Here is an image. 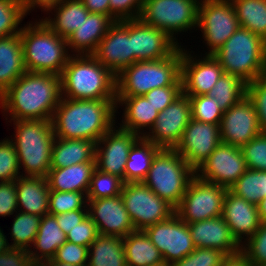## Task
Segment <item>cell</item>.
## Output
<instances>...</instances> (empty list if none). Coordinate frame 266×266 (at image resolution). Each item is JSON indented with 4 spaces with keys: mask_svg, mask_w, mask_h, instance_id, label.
<instances>
[{
    "mask_svg": "<svg viewBox=\"0 0 266 266\" xmlns=\"http://www.w3.org/2000/svg\"><path fill=\"white\" fill-rule=\"evenodd\" d=\"M61 98L60 75L26 71L0 96V108L6 120H52Z\"/></svg>",
    "mask_w": 266,
    "mask_h": 266,
    "instance_id": "1",
    "label": "cell"
},
{
    "mask_svg": "<svg viewBox=\"0 0 266 266\" xmlns=\"http://www.w3.org/2000/svg\"><path fill=\"white\" fill-rule=\"evenodd\" d=\"M116 100L61 98L52 124L56 138L86 139L95 143L117 123Z\"/></svg>",
    "mask_w": 266,
    "mask_h": 266,
    "instance_id": "2",
    "label": "cell"
},
{
    "mask_svg": "<svg viewBox=\"0 0 266 266\" xmlns=\"http://www.w3.org/2000/svg\"><path fill=\"white\" fill-rule=\"evenodd\" d=\"M60 77L63 98L116 100V76L93 55H71Z\"/></svg>",
    "mask_w": 266,
    "mask_h": 266,
    "instance_id": "3",
    "label": "cell"
},
{
    "mask_svg": "<svg viewBox=\"0 0 266 266\" xmlns=\"http://www.w3.org/2000/svg\"><path fill=\"white\" fill-rule=\"evenodd\" d=\"M12 121L15 134L11 135L13 138L10 136V140L17 151L21 175L46 178L51 169V153L55 140L52 121L9 120L8 122Z\"/></svg>",
    "mask_w": 266,
    "mask_h": 266,
    "instance_id": "4",
    "label": "cell"
},
{
    "mask_svg": "<svg viewBox=\"0 0 266 266\" xmlns=\"http://www.w3.org/2000/svg\"><path fill=\"white\" fill-rule=\"evenodd\" d=\"M20 38L26 71L61 75L72 55L66 39L54 33L41 19L22 26Z\"/></svg>",
    "mask_w": 266,
    "mask_h": 266,
    "instance_id": "5",
    "label": "cell"
},
{
    "mask_svg": "<svg viewBox=\"0 0 266 266\" xmlns=\"http://www.w3.org/2000/svg\"><path fill=\"white\" fill-rule=\"evenodd\" d=\"M182 46L155 61H137L116 76V96H143L152 89L182 86Z\"/></svg>",
    "mask_w": 266,
    "mask_h": 266,
    "instance_id": "6",
    "label": "cell"
},
{
    "mask_svg": "<svg viewBox=\"0 0 266 266\" xmlns=\"http://www.w3.org/2000/svg\"><path fill=\"white\" fill-rule=\"evenodd\" d=\"M212 55L225 74L247 84L266 74V41L246 28L239 27Z\"/></svg>",
    "mask_w": 266,
    "mask_h": 266,
    "instance_id": "7",
    "label": "cell"
},
{
    "mask_svg": "<svg viewBox=\"0 0 266 266\" xmlns=\"http://www.w3.org/2000/svg\"><path fill=\"white\" fill-rule=\"evenodd\" d=\"M194 175L195 170L175 149L160 148L142 182L176 208Z\"/></svg>",
    "mask_w": 266,
    "mask_h": 266,
    "instance_id": "8",
    "label": "cell"
},
{
    "mask_svg": "<svg viewBox=\"0 0 266 266\" xmlns=\"http://www.w3.org/2000/svg\"><path fill=\"white\" fill-rule=\"evenodd\" d=\"M199 3L200 0H144L139 18L182 46L176 35L197 29Z\"/></svg>",
    "mask_w": 266,
    "mask_h": 266,
    "instance_id": "9",
    "label": "cell"
},
{
    "mask_svg": "<svg viewBox=\"0 0 266 266\" xmlns=\"http://www.w3.org/2000/svg\"><path fill=\"white\" fill-rule=\"evenodd\" d=\"M240 27L230 0H200L197 28L202 32L203 42L208 51L202 55H212Z\"/></svg>",
    "mask_w": 266,
    "mask_h": 266,
    "instance_id": "10",
    "label": "cell"
},
{
    "mask_svg": "<svg viewBox=\"0 0 266 266\" xmlns=\"http://www.w3.org/2000/svg\"><path fill=\"white\" fill-rule=\"evenodd\" d=\"M121 197L135 230L162 222L175 213V208L161 199L143 182L124 183Z\"/></svg>",
    "mask_w": 266,
    "mask_h": 266,
    "instance_id": "11",
    "label": "cell"
},
{
    "mask_svg": "<svg viewBox=\"0 0 266 266\" xmlns=\"http://www.w3.org/2000/svg\"><path fill=\"white\" fill-rule=\"evenodd\" d=\"M227 190L194 175L175 213L187 224L221 216Z\"/></svg>",
    "mask_w": 266,
    "mask_h": 266,
    "instance_id": "12",
    "label": "cell"
},
{
    "mask_svg": "<svg viewBox=\"0 0 266 266\" xmlns=\"http://www.w3.org/2000/svg\"><path fill=\"white\" fill-rule=\"evenodd\" d=\"M144 231L162 254L166 266L181 260L196 248L188 224L176 213L165 221L146 227Z\"/></svg>",
    "mask_w": 266,
    "mask_h": 266,
    "instance_id": "13",
    "label": "cell"
},
{
    "mask_svg": "<svg viewBox=\"0 0 266 266\" xmlns=\"http://www.w3.org/2000/svg\"><path fill=\"white\" fill-rule=\"evenodd\" d=\"M191 119L189 97L182 93L158 113L153 127L144 135V138L159 148L175 149Z\"/></svg>",
    "mask_w": 266,
    "mask_h": 266,
    "instance_id": "14",
    "label": "cell"
},
{
    "mask_svg": "<svg viewBox=\"0 0 266 266\" xmlns=\"http://www.w3.org/2000/svg\"><path fill=\"white\" fill-rule=\"evenodd\" d=\"M92 55L115 76L132 65V19L115 21Z\"/></svg>",
    "mask_w": 266,
    "mask_h": 266,
    "instance_id": "15",
    "label": "cell"
},
{
    "mask_svg": "<svg viewBox=\"0 0 266 266\" xmlns=\"http://www.w3.org/2000/svg\"><path fill=\"white\" fill-rule=\"evenodd\" d=\"M247 170L241 148L221 142L195 170L204 181L229 188Z\"/></svg>",
    "mask_w": 266,
    "mask_h": 266,
    "instance_id": "16",
    "label": "cell"
},
{
    "mask_svg": "<svg viewBox=\"0 0 266 266\" xmlns=\"http://www.w3.org/2000/svg\"><path fill=\"white\" fill-rule=\"evenodd\" d=\"M139 138L138 134L115 125L96 142V169L117 176L124 181L129 151Z\"/></svg>",
    "mask_w": 266,
    "mask_h": 266,
    "instance_id": "17",
    "label": "cell"
},
{
    "mask_svg": "<svg viewBox=\"0 0 266 266\" xmlns=\"http://www.w3.org/2000/svg\"><path fill=\"white\" fill-rule=\"evenodd\" d=\"M191 53L192 50L189 51L182 45V93L187 96L205 95L224 74V70L213 55L198 57Z\"/></svg>",
    "mask_w": 266,
    "mask_h": 266,
    "instance_id": "18",
    "label": "cell"
},
{
    "mask_svg": "<svg viewBox=\"0 0 266 266\" xmlns=\"http://www.w3.org/2000/svg\"><path fill=\"white\" fill-rule=\"evenodd\" d=\"M221 141L241 148L261 133L255 106L246 95L223 112L220 122Z\"/></svg>",
    "mask_w": 266,
    "mask_h": 266,
    "instance_id": "19",
    "label": "cell"
},
{
    "mask_svg": "<svg viewBox=\"0 0 266 266\" xmlns=\"http://www.w3.org/2000/svg\"><path fill=\"white\" fill-rule=\"evenodd\" d=\"M221 142L219 125L191 119L175 150L196 170Z\"/></svg>",
    "mask_w": 266,
    "mask_h": 266,
    "instance_id": "20",
    "label": "cell"
},
{
    "mask_svg": "<svg viewBox=\"0 0 266 266\" xmlns=\"http://www.w3.org/2000/svg\"><path fill=\"white\" fill-rule=\"evenodd\" d=\"M88 216L100 235L126 237L134 231L121 194L114 197L87 199Z\"/></svg>",
    "mask_w": 266,
    "mask_h": 266,
    "instance_id": "21",
    "label": "cell"
},
{
    "mask_svg": "<svg viewBox=\"0 0 266 266\" xmlns=\"http://www.w3.org/2000/svg\"><path fill=\"white\" fill-rule=\"evenodd\" d=\"M178 47L179 45L164 31L144 23L140 18L132 19L134 63L167 58Z\"/></svg>",
    "mask_w": 266,
    "mask_h": 266,
    "instance_id": "22",
    "label": "cell"
},
{
    "mask_svg": "<svg viewBox=\"0 0 266 266\" xmlns=\"http://www.w3.org/2000/svg\"><path fill=\"white\" fill-rule=\"evenodd\" d=\"M221 217L241 245L256 232L262 223L258 206L235 195L229 189L224 197Z\"/></svg>",
    "mask_w": 266,
    "mask_h": 266,
    "instance_id": "23",
    "label": "cell"
},
{
    "mask_svg": "<svg viewBox=\"0 0 266 266\" xmlns=\"http://www.w3.org/2000/svg\"><path fill=\"white\" fill-rule=\"evenodd\" d=\"M188 227L196 248L219 249L226 255L241 251V244L221 216L189 223Z\"/></svg>",
    "mask_w": 266,
    "mask_h": 266,
    "instance_id": "24",
    "label": "cell"
},
{
    "mask_svg": "<svg viewBox=\"0 0 266 266\" xmlns=\"http://www.w3.org/2000/svg\"><path fill=\"white\" fill-rule=\"evenodd\" d=\"M114 21L105 14L89 13L66 40L72 55H92Z\"/></svg>",
    "mask_w": 266,
    "mask_h": 266,
    "instance_id": "25",
    "label": "cell"
},
{
    "mask_svg": "<svg viewBox=\"0 0 266 266\" xmlns=\"http://www.w3.org/2000/svg\"><path fill=\"white\" fill-rule=\"evenodd\" d=\"M116 105L117 109L121 108L120 106L125 108L122 113V123L118 124L120 128L140 137H144L150 131L159 113L144 95L116 96ZM146 128L148 131L144 130Z\"/></svg>",
    "mask_w": 266,
    "mask_h": 266,
    "instance_id": "26",
    "label": "cell"
},
{
    "mask_svg": "<svg viewBox=\"0 0 266 266\" xmlns=\"http://www.w3.org/2000/svg\"><path fill=\"white\" fill-rule=\"evenodd\" d=\"M15 183L18 211L40 217L49 214L50 190L45 177L21 176Z\"/></svg>",
    "mask_w": 266,
    "mask_h": 266,
    "instance_id": "27",
    "label": "cell"
},
{
    "mask_svg": "<svg viewBox=\"0 0 266 266\" xmlns=\"http://www.w3.org/2000/svg\"><path fill=\"white\" fill-rule=\"evenodd\" d=\"M96 162H84L62 168H51L46 179L50 191L82 192L87 196Z\"/></svg>",
    "mask_w": 266,
    "mask_h": 266,
    "instance_id": "28",
    "label": "cell"
},
{
    "mask_svg": "<svg viewBox=\"0 0 266 266\" xmlns=\"http://www.w3.org/2000/svg\"><path fill=\"white\" fill-rule=\"evenodd\" d=\"M25 72L20 33L0 37V96Z\"/></svg>",
    "mask_w": 266,
    "mask_h": 266,
    "instance_id": "29",
    "label": "cell"
},
{
    "mask_svg": "<svg viewBox=\"0 0 266 266\" xmlns=\"http://www.w3.org/2000/svg\"><path fill=\"white\" fill-rule=\"evenodd\" d=\"M54 11V12H53ZM53 12V13H52ZM41 20L57 35L67 39L90 13L81 0H63ZM52 15H54L52 18Z\"/></svg>",
    "mask_w": 266,
    "mask_h": 266,
    "instance_id": "30",
    "label": "cell"
},
{
    "mask_svg": "<svg viewBox=\"0 0 266 266\" xmlns=\"http://www.w3.org/2000/svg\"><path fill=\"white\" fill-rule=\"evenodd\" d=\"M96 143L86 139L56 138L51 153V168L68 167L95 161Z\"/></svg>",
    "mask_w": 266,
    "mask_h": 266,
    "instance_id": "31",
    "label": "cell"
},
{
    "mask_svg": "<svg viewBox=\"0 0 266 266\" xmlns=\"http://www.w3.org/2000/svg\"><path fill=\"white\" fill-rule=\"evenodd\" d=\"M67 241L66 233L57 224L56 216L46 214L41 217L33 250L29 253L34 263H43L54 257L56 250Z\"/></svg>",
    "mask_w": 266,
    "mask_h": 266,
    "instance_id": "32",
    "label": "cell"
},
{
    "mask_svg": "<svg viewBox=\"0 0 266 266\" xmlns=\"http://www.w3.org/2000/svg\"><path fill=\"white\" fill-rule=\"evenodd\" d=\"M127 266H166L162 254L144 230H134L123 238Z\"/></svg>",
    "mask_w": 266,
    "mask_h": 266,
    "instance_id": "33",
    "label": "cell"
},
{
    "mask_svg": "<svg viewBox=\"0 0 266 266\" xmlns=\"http://www.w3.org/2000/svg\"><path fill=\"white\" fill-rule=\"evenodd\" d=\"M87 266H127L123 238L99 234L88 247Z\"/></svg>",
    "mask_w": 266,
    "mask_h": 266,
    "instance_id": "34",
    "label": "cell"
},
{
    "mask_svg": "<svg viewBox=\"0 0 266 266\" xmlns=\"http://www.w3.org/2000/svg\"><path fill=\"white\" fill-rule=\"evenodd\" d=\"M159 149L152 142L140 137L129 151L124 171V183L142 182Z\"/></svg>",
    "mask_w": 266,
    "mask_h": 266,
    "instance_id": "35",
    "label": "cell"
},
{
    "mask_svg": "<svg viewBox=\"0 0 266 266\" xmlns=\"http://www.w3.org/2000/svg\"><path fill=\"white\" fill-rule=\"evenodd\" d=\"M240 27L266 41V0H230Z\"/></svg>",
    "mask_w": 266,
    "mask_h": 266,
    "instance_id": "36",
    "label": "cell"
},
{
    "mask_svg": "<svg viewBox=\"0 0 266 266\" xmlns=\"http://www.w3.org/2000/svg\"><path fill=\"white\" fill-rule=\"evenodd\" d=\"M207 95L214 97L219 107L226 111L247 95V83L235 75L224 73Z\"/></svg>",
    "mask_w": 266,
    "mask_h": 266,
    "instance_id": "37",
    "label": "cell"
},
{
    "mask_svg": "<svg viewBox=\"0 0 266 266\" xmlns=\"http://www.w3.org/2000/svg\"><path fill=\"white\" fill-rule=\"evenodd\" d=\"M40 220L41 217L35 214L17 211L9 233L13 241L11 248L32 249Z\"/></svg>",
    "mask_w": 266,
    "mask_h": 266,
    "instance_id": "38",
    "label": "cell"
},
{
    "mask_svg": "<svg viewBox=\"0 0 266 266\" xmlns=\"http://www.w3.org/2000/svg\"><path fill=\"white\" fill-rule=\"evenodd\" d=\"M228 189L258 206L263 197V171L247 169Z\"/></svg>",
    "mask_w": 266,
    "mask_h": 266,
    "instance_id": "39",
    "label": "cell"
},
{
    "mask_svg": "<svg viewBox=\"0 0 266 266\" xmlns=\"http://www.w3.org/2000/svg\"><path fill=\"white\" fill-rule=\"evenodd\" d=\"M25 17L21 0H0V37L19 34Z\"/></svg>",
    "mask_w": 266,
    "mask_h": 266,
    "instance_id": "40",
    "label": "cell"
},
{
    "mask_svg": "<svg viewBox=\"0 0 266 266\" xmlns=\"http://www.w3.org/2000/svg\"><path fill=\"white\" fill-rule=\"evenodd\" d=\"M124 181L114 175L95 169L87 191V199L114 197L121 194Z\"/></svg>",
    "mask_w": 266,
    "mask_h": 266,
    "instance_id": "41",
    "label": "cell"
},
{
    "mask_svg": "<svg viewBox=\"0 0 266 266\" xmlns=\"http://www.w3.org/2000/svg\"><path fill=\"white\" fill-rule=\"evenodd\" d=\"M191 103L192 119L220 125L223 110L219 107L214 97L207 94L198 96H188Z\"/></svg>",
    "mask_w": 266,
    "mask_h": 266,
    "instance_id": "42",
    "label": "cell"
},
{
    "mask_svg": "<svg viewBox=\"0 0 266 266\" xmlns=\"http://www.w3.org/2000/svg\"><path fill=\"white\" fill-rule=\"evenodd\" d=\"M88 209L87 196L82 192H49V214L57 215L72 210Z\"/></svg>",
    "mask_w": 266,
    "mask_h": 266,
    "instance_id": "43",
    "label": "cell"
},
{
    "mask_svg": "<svg viewBox=\"0 0 266 266\" xmlns=\"http://www.w3.org/2000/svg\"><path fill=\"white\" fill-rule=\"evenodd\" d=\"M17 151L10 138L0 140V182L21 177Z\"/></svg>",
    "mask_w": 266,
    "mask_h": 266,
    "instance_id": "44",
    "label": "cell"
},
{
    "mask_svg": "<svg viewBox=\"0 0 266 266\" xmlns=\"http://www.w3.org/2000/svg\"><path fill=\"white\" fill-rule=\"evenodd\" d=\"M241 251L253 266H266V222L241 245Z\"/></svg>",
    "mask_w": 266,
    "mask_h": 266,
    "instance_id": "45",
    "label": "cell"
},
{
    "mask_svg": "<svg viewBox=\"0 0 266 266\" xmlns=\"http://www.w3.org/2000/svg\"><path fill=\"white\" fill-rule=\"evenodd\" d=\"M247 169L266 171V133L261 132L241 147Z\"/></svg>",
    "mask_w": 266,
    "mask_h": 266,
    "instance_id": "46",
    "label": "cell"
},
{
    "mask_svg": "<svg viewBox=\"0 0 266 266\" xmlns=\"http://www.w3.org/2000/svg\"><path fill=\"white\" fill-rule=\"evenodd\" d=\"M225 256L219 249L195 248L190 254L169 266H221Z\"/></svg>",
    "mask_w": 266,
    "mask_h": 266,
    "instance_id": "47",
    "label": "cell"
},
{
    "mask_svg": "<svg viewBox=\"0 0 266 266\" xmlns=\"http://www.w3.org/2000/svg\"><path fill=\"white\" fill-rule=\"evenodd\" d=\"M247 96L255 106L261 132L266 133V74L247 84Z\"/></svg>",
    "mask_w": 266,
    "mask_h": 266,
    "instance_id": "48",
    "label": "cell"
},
{
    "mask_svg": "<svg viewBox=\"0 0 266 266\" xmlns=\"http://www.w3.org/2000/svg\"><path fill=\"white\" fill-rule=\"evenodd\" d=\"M52 260L76 266H87L88 247L66 241L56 250Z\"/></svg>",
    "mask_w": 266,
    "mask_h": 266,
    "instance_id": "49",
    "label": "cell"
},
{
    "mask_svg": "<svg viewBox=\"0 0 266 266\" xmlns=\"http://www.w3.org/2000/svg\"><path fill=\"white\" fill-rule=\"evenodd\" d=\"M144 0H110V18L115 21L138 19Z\"/></svg>",
    "mask_w": 266,
    "mask_h": 266,
    "instance_id": "50",
    "label": "cell"
},
{
    "mask_svg": "<svg viewBox=\"0 0 266 266\" xmlns=\"http://www.w3.org/2000/svg\"><path fill=\"white\" fill-rule=\"evenodd\" d=\"M98 235L96 225L87 216L80 224H77L66 234V238L69 242L89 247Z\"/></svg>",
    "mask_w": 266,
    "mask_h": 266,
    "instance_id": "51",
    "label": "cell"
},
{
    "mask_svg": "<svg viewBox=\"0 0 266 266\" xmlns=\"http://www.w3.org/2000/svg\"><path fill=\"white\" fill-rule=\"evenodd\" d=\"M181 94L182 86H167L152 89L144 96L158 112H161Z\"/></svg>",
    "mask_w": 266,
    "mask_h": 266,
    "instance_id": "52",
    "label": "cell"
},
{
    "mask_svg": "<svg viewBox=\"0 0 266 266\" xmlns=\"http://www.w3.org/2000/svg\"><path fill=\"white\" fill-rule=\"evenodd\" d=\"M18 211L15 181L0 182V216L6 217Z\"/></svg>",
    "mask_w": 266,
    "mask_h": 266,
    "instance_id": "53",
    "label": "cell"
},
{
    "mask_svg": "<svg viewBox=\"0 0 266 266\" xmlns=\"http://www.w3.org/2000/svg\"><path fill=\"white\" fill-rule=\"evenodd\" d=\"M29 250L23 248H10L0 253V266H33Z\"/></svg>",
    "mask_w": 266,
    "mask_h": 266,
    "instance_id": "54",
    "label": "cell"
},
{
    "mask_svg": "<svg viewBox=\"0 0 266 266\" xmlns=\"http://www.w3.org/2000/svg\"><path fill=\"white\" fill-rule=\"evenodd\" d=\"M55 216L57 224L60 226L62 231L67 234L88 216V209L72 210Z\"/></svg>",
    "mask_w": 266,
    "mask_h": 266,
    "instance_id": "55",
    "label": "cell"
},
{
    "mask_svg": "<svg viewBox=\"0 0 266 266\" xmlns=\"http://www.w3.org/2000/svg\"><path fill=\"white\" fill-rule=\"evenodd\" d=\"M21 1H22V8L24 14L25 16H27V14H30L31 11L35 10V8L36 9L40 8L42 9L41 11L46 12L45 14H47V12L50 9L56 7L63 0H21Z\"/></svg>",
    "mask_w": 266,
    "mask_h": 266,
    "instance_id": "56",
    "label": "cell"
},
{
    "mask_svg": "<svg viewBox=\"0 0 266 266\" xmlns=\"http://www.w3.org/2000/svg\"><path fill=\"white\" fill-rule=\"evenodd\" d=\"M90 13L105 14L110 17V0H81Z\"/></svg>",
    "mask_w": 266,
    "mask_h": 266,
    "instance_id": "57",
    "label": "cell"
},
{
    "mask_svg": "<svg viewBox=\"0 0 266 266\" xmlns=\"http://www.w3.org/2000/svg\"><path fill=\"white\" fill-rule=\"evenodd\" d=\"M221 266H253L247 256L239 251L234 254L226 255Z\"/></svg>",
    "mask_w": 266,
    "mask_h": 266,
    "instance_id": "58",
    "label": "cell"
},
{
    "mask_svg": "<svg viewBox=\"0 0 266 266\" xmlns=\"http://www.w3.org/2000/svg\"><path fill=\"white\" fill-rule=\"evenodd\" d=\"M6 235L0 227V253H3L11 248V243L9 244Z\"/></svg>",
    "mask_w": 266,
    "mask_h": 266,
    "instance_id": "59",
    "label": "cell"
},
{
    "mask_svg": "<svg viewBox=\"0 0 266 266\" xmlns=\"http://www.w3.org/2000/svg\"><path fill=\"white\" fill-rule=\"evenodd\" d=\"M258 212H259L261 221L266 222V196L262 197L258 205Z\"/></svg>",
    "mask_w": 266,
    "mask_h": 266,
    "instance_id": "60",
    "label": "cell"
},
{
    "mask_svg": "<svg viewBox=\"0 0 266 266\" xmlns=\"http://www.w3.org/2000/svg\"><path fill=\"white\" fill-rule=\"evenodd\" d=\"M44 266H76V265H72V264H65V263H61V262H56L52 259L47 260L45 262L42 263Z\"/></svg>",
    "mask_w": 266,
    "mask_h": 266,
    "instance_id": "61",
    "label": "cell"
},
{
    "mask_svg": "<svg viewBox=\"0 0 266 266\" xmlns=\"http://www.w3.org/2000/svg\"><path fill=\"white\" fill-rule=\"evenodd\" d=\"M266 196V171H263V197Z\"/></svg>",
    "mask_w": 266,
    "mask_h": 266,
    "instance_id": "62",
    "label": "cell"
},
{
    "mask_svg": "<svg viewBox=\"0 0 266 266\" xmlns=\"http://www.w3.org/2000/svg\"><path fill=\"white\" fill-rule=\"evenodd\" d=\"M33 266H44L42 263H34Z\"/></svg>",
    "mask_w": 266,
    "mask_h": 266,
    "instance_id": "63",
    "label": "cell"
}]
</instances>
